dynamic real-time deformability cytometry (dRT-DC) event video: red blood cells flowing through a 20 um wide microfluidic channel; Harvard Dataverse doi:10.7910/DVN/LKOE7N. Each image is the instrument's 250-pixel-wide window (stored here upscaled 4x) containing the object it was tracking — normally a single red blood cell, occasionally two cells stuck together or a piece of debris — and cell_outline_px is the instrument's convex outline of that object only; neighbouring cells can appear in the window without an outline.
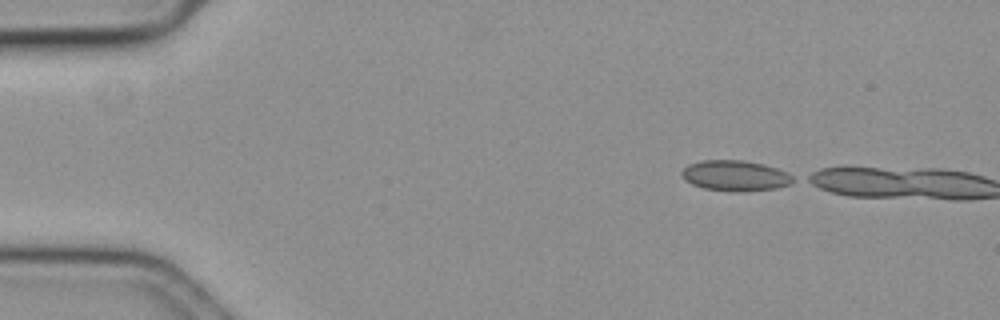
{"species": "common noctule bat (a hibernating species)", "species_latin": "Nyctalus noctula", "temperature_condition": "cold", "stored_images_in_passage": 3, "camera_frame_rate_fps": 3000, "um_per_image_px": 0.085, "animal": {"sex": "female", "body_mass_g": 19.3, "forearm_length_mm": 54.1}, "frame": {"image": 1, "passage_image": 1, "time_ms": 0.0, "image_size_px": [1000, 320], "cell_outline_px": [[796, 180], [788, 184], [776, 188], [704, 188], [692, 184], [684, 180], [680, 172], [688, 164], [704, 160], [740, 160], [764, 164], [776, 168], [792, 176]], "centroid_in_image_um": [62.44, 14.86], "position_along_channel_um": 22.6, "area_um2": 18.61}}